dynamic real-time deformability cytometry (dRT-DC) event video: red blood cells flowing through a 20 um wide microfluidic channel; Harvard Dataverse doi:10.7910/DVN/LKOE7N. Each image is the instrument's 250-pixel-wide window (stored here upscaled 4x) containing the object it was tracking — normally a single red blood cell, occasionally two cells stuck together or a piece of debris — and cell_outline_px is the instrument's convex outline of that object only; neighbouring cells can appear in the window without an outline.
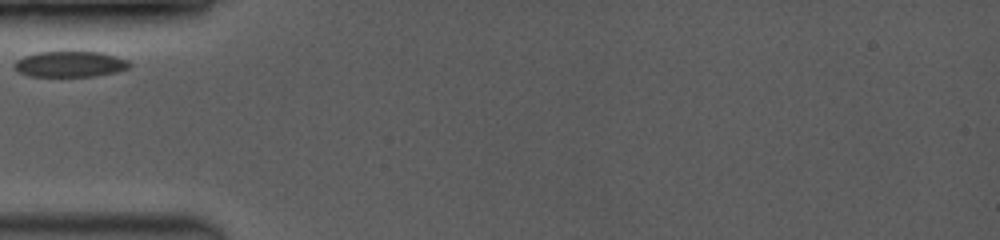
{"species": "common noctule bat (a hibernating species)", "species_latin": "Nyctalus noctula", "temperature_condition": "room temperature", "stored_images_in_passage": 4, "camera_frame_rate_fps": 3500, "um_per_image_px": 0.085, "animal": {"sex": "female", "body_mass_g": 19.0, "forearm_length_mm": 53.3}, "frame": {"image": 1, "passage_image": 1, "time_ms": 0.0, "image_size_px": [1000, 240], "cell_outline_px": [[132, 64], [128, 68], [116, 72], [96, 76], [28, 76], [20, 72], [16, 68], [16, 60], [24, 56], [36, 52], [100, 52], [116, 56], [128, 60]], "centroid_in_image_um": [6.0, 5.45], "position_along_channel_um": 79.0, "area_um2": 17.17}}
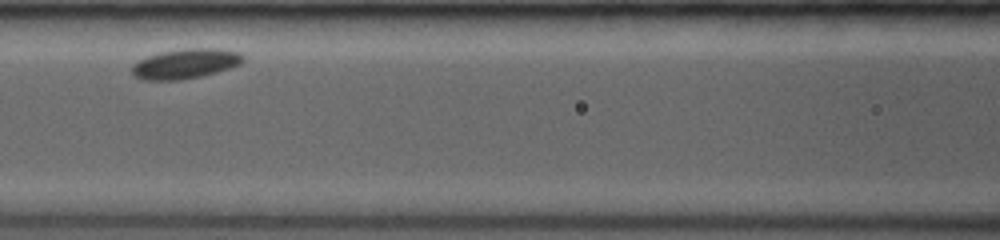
{"frame": {"image": 2, "passage_image": 3, "time_ms": 2.0, "image_size_px": [1000, 240], "cell_outline_px": [[244, 60], [240, 64], [216, 72], [200, 76], [180, 80], [140, 80], [132, 76], [132, 64], [148, 56], [160, 52], [180, 48], [220, 48], [240, 52], [244, 56]], "centroid_in_image_um": [15.74, 5.41], "position_along_channel_um": 150.9, "area_um2": 19.54}}
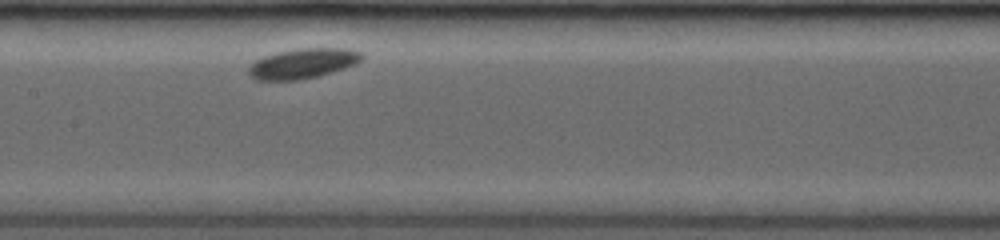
{"frame": {"image": 3, "passage_image": 4, "time_ms": 2.857, "image_size_px": [1000, 240], "cell_outline_px": [[364, 56], [356, 64], [332, 72], [300, 80], [256, 80], [248, 72], [248, 68], [256, 60], [264, 56], [276, 52], [296, 48], [348, 48], [360, 52]], "centroid_in_image_um": [25.75, 5.38], "position_along_channel_um": 181.7, "area_um2": 19.77}}